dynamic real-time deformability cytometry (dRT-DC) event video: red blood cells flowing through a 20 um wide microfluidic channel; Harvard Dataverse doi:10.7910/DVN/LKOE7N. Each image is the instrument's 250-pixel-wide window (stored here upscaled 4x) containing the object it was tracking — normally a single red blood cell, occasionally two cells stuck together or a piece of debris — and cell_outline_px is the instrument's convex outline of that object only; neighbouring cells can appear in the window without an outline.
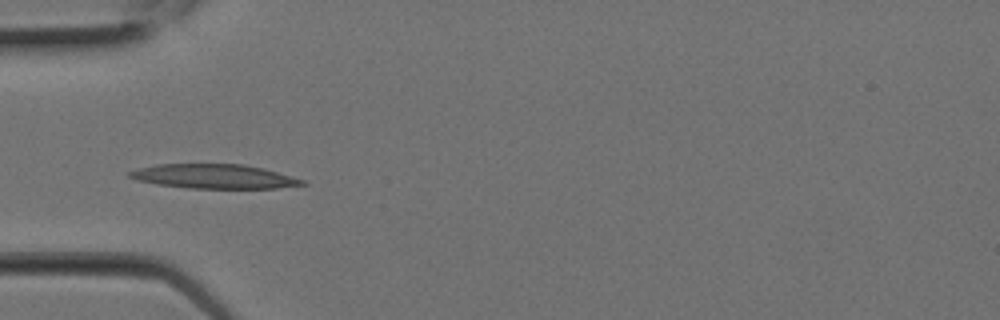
{"species": "Egyptian fruit bat (a non-hibernating species)", "species_latin": "Rousettus aegyptiacus", "temperature_condition": "room temperature", "stored_images_in_passage": 1, "camera_frame_rate_fps": 3000, "um_per_image_px": 0.085, "animal": {"sex": "female"}, "frame": {"image": 1, "passage_image": 1, "time_ms": 0.0, "image_size_px": [1000, 320], "cell_outline_px": [[308, 184], [276, 188], [188, 188], [156, 184], [136, 180], [128, 176], [128, 172], [136, 168], [156, 164], [244, 164], [264, 168], [292, 176], [304, 180]], "centroid_in_image_um": [18.17, 14.99], "position_along_channel_um": 66.8, "area_um2": 24.57}}